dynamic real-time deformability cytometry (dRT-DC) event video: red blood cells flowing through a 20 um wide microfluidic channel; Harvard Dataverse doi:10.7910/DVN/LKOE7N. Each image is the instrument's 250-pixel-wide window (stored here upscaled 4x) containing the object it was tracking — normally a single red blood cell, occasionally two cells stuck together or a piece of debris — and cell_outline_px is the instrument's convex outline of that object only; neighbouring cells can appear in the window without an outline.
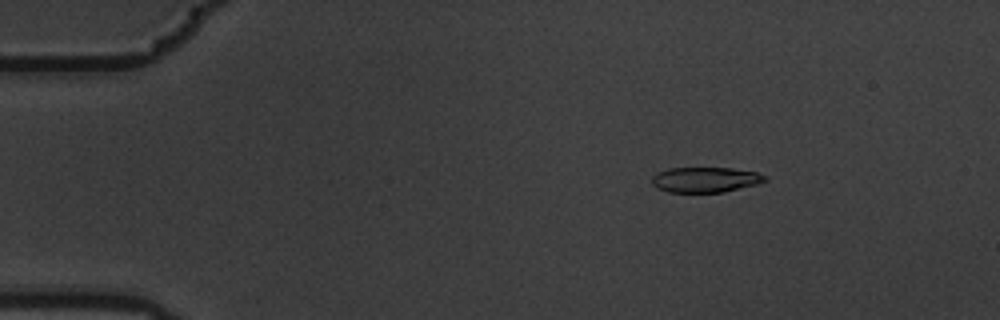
{"species": "common noctule bat (a hibernating species)", "species_latin": "Nyctalus noctula", "temperature_condition": "warm", "stored_images_in_passage": 10, "camera_frame_rate_fps": 3000, "um_per_image_px": 0.085, "animal": {"sex": "male", "body_mass_g": 19.5, "forearm_length_mm": 54.6}, "frame": {"image": 1, "passage_image": 3, "time_ms": 0.667, "image_size_px": [1000, 320], "cell_outline_px": [[768, 180], [756, 184], [724, 192], [668, 192], [656, 188], [652, 184], [652, 176], [656, 172], [668, 168], [732, 168], [756, 172], [768, 176]], "centroid_in_image_um": [59.93, 15.27], "position_along_channel_um": 25.1, "area_um2": 16.76}}
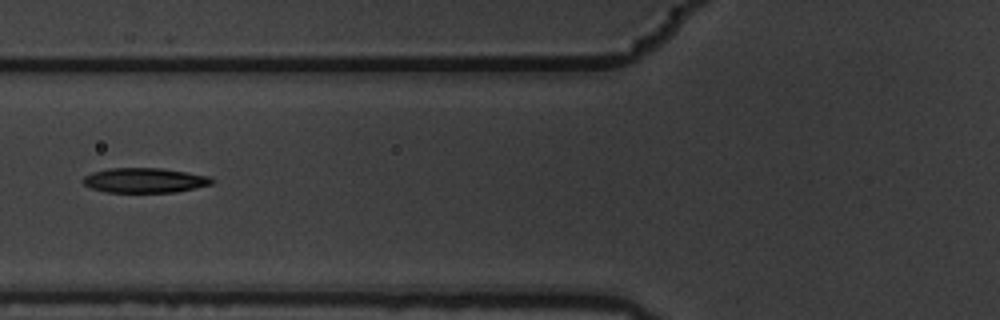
{"frame": {"image": 2, "passage_image": 7, "time_ms": 2.0, "image_size_px": [1000, 320], "cell_outline_px": [[216, 180], [212, 184], [176, 192], [104, 192], [92, 188], [84, 184], [84, 176], [92, 172], [108, 168], [160, 168], [212, 176]], "centroid_in_image_um": [12.33, 15.32], "position_along_channel_um": 113.5, "area_um2": 18.67}}
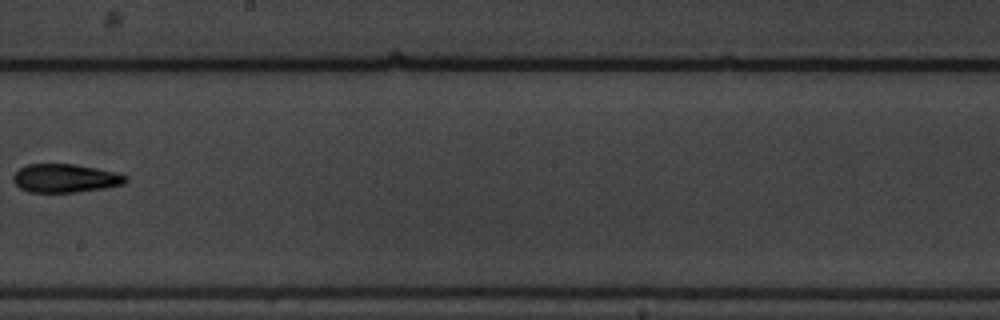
{"frame": {"image": 3, "passage_image": 10, "time_ms": 3.0, "image_size_px": [1000, 320], "cell_outline_px": [[128, 180], [124, 184], [104, 188], [76, 192], [28, 192], [20, 188], [12, 180], [12, 176], [20, 168], [28, 164], [76, 164], [96, 168], [128, 176]], "centroid_in_image_um": [5.53, 15.15], "position_along_channel_um": 242.7, "area_um2": 18.61}}